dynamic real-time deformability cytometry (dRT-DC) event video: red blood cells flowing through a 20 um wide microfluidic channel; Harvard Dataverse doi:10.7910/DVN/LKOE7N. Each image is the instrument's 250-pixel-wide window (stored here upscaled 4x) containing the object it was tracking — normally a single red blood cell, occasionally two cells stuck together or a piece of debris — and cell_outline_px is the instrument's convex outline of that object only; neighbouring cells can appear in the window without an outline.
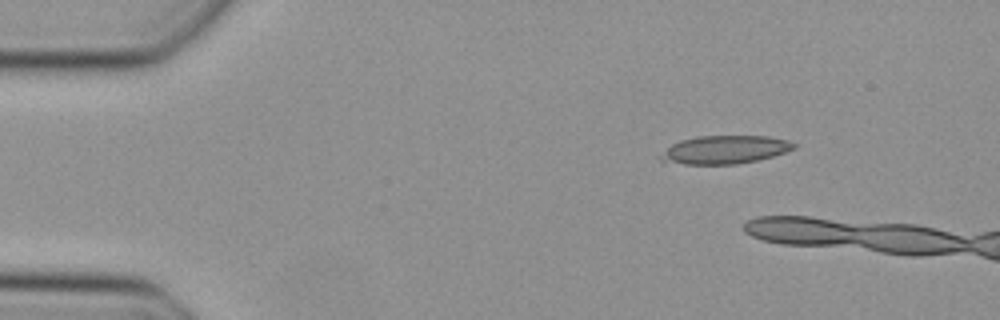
{"species": "Egyptian fruit bat (a non-hibernating species)", "species_latin": "Rousettus aegyptiacus", "temperature_condition": "cold", "stored_images_in_passage": 7, "camera_frame_rate_fps": 3000, "um_per_image_px": 0.085, "animal": {"sex": "female"}, "frame": {"image": 1, "passage_image": 1, "time_ms": 0.0, "image_size_px": [1000, 320], "cell_outline_px": [[796, 148], [772, 156], [756, 160], [736, 164], [684, 164], [660, 160], [656, 156], [672, 144], [680, 140], [696, 136], [768, 136], [788, 140], [796, 144]], "centroid_in_image_um": [61.57, 12.72], "position_along_channel_um": 23.4, "area_um2": 21.91}}